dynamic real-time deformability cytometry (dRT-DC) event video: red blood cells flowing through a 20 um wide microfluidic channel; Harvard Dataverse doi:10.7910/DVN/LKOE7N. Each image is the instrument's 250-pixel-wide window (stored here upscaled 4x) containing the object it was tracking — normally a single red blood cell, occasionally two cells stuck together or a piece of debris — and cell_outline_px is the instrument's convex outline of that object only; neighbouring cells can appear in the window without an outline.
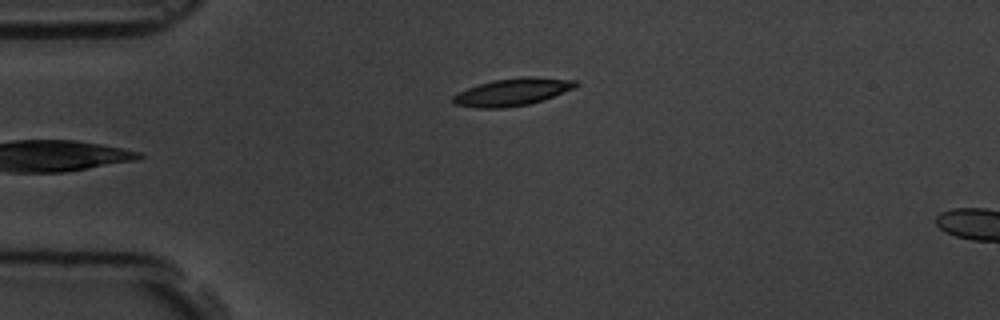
{"species": "common noctule bat (a hibernating species)", "species_latin": "Nyctalus noctula", "temperature_condition": "room temperature", "stored_images_in_passage": 5, "camera_frame_rate_fps": 3000, "um_per_image_px": 0.085, "animal": {"sex": "male", "body_mass_g": 19.5, "forearm_length_mm": 54.6}, "frame": {"image": 1, "passage_image": 5, "time_ms": 5.333, "image_size_px": [1000, 320], "cell_outline_px": [[580, 84], [576, 88], [544, 100], [528, 104], [504, 108], [476, 108], [452, 104], [452, 96], [476, 84], [492, 80], [524, 76], [536, 76], [576, 80]], "centroid_in_image_um": [43.59, 7.81], "position_along_channel_um": 41.4, "area_um2": 20.0}}